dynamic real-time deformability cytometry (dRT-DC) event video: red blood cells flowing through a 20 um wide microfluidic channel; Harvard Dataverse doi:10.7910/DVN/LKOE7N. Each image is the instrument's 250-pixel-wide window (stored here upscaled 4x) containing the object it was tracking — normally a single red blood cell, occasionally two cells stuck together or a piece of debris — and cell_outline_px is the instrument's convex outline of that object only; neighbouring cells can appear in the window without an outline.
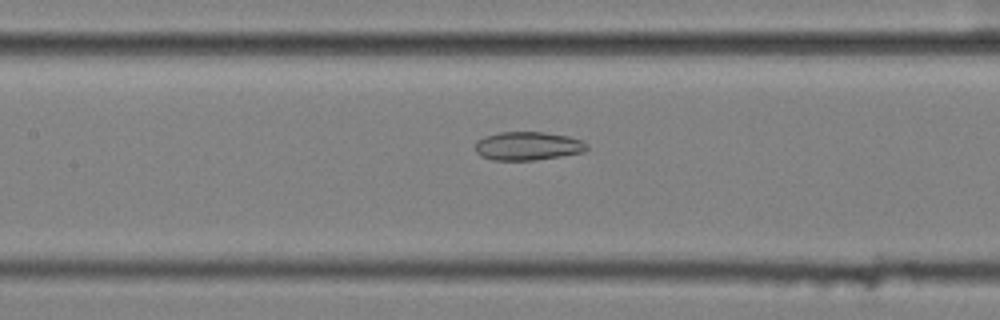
{"species": "common noctule bat (a hibernating species)", "species_latin": "Nyctalus noctula", "temperature_condition": "cold", "stored_images_in_passage": 57, "camera_frame_rate_fps": 3000, "um_per_image_px": 0.085, "animal": {"sex": "female", "body_mass_g": 25.1}, "frame": {"image": 1, "passage_image": 27, "time_ms": 8.667, "image_size_px": [1000, 320], "cell_outline_px": [[588, 148], [584, 152], [560, 156], [532, 160], [492, 160], [480, 156], [476, 152], [476, 140], [484, 136], [500, 132], [544, 132], [568, 136], [584, 140], [588, 144]], "centroid_in_image_um": [44.87, 12.4], "position_along_channel_um": 162.5, "area_um2": 18.67}}
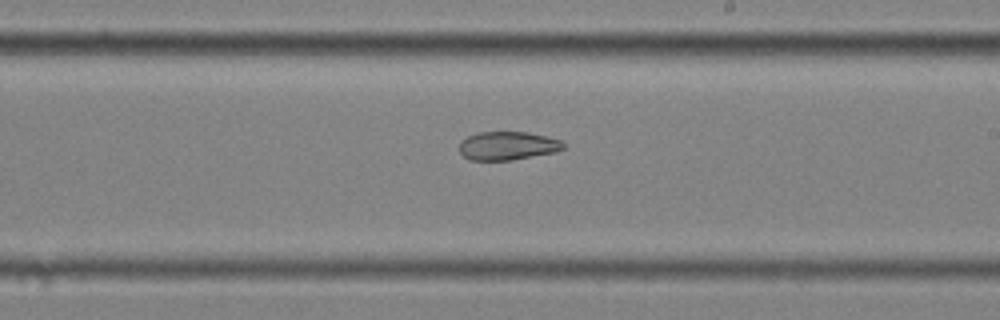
{"frame": {"image": 2, "passage_image": 34, "time_ms": 11.0, "image_size_px": [1000, 320], "cell_outline_px": [[564, 148], [556, 152], [512, 160], [468, 160], [460, 152], [460, 140], [476, 132], [528, 132], [560, 140], [564, 144]], "centroid_in_image_um": [43.12, 12.39], "position_along_channel_um": 245.9, "area_um2": 17.28}}
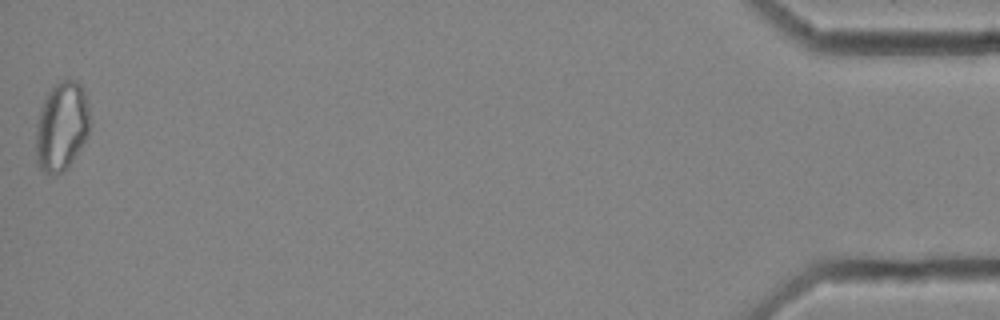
{"frame": {"image": 3, "passage_image": 57, "time_ms": 18.667, "image_size_px": [1000, 320], "cell_outline_px": [[88, 132], [80, 148], [64, 172], [56, 176], [52, 176], [44, 172], [36, 164], [36, 124], [44, 100], [48, 92], [60, 80], [76, 80], [80, 84], [84, 92], [88, 104]], "centroid_in_image_um": [5.21, 10.78], "position_along_channel_um": 430.0, "area_um2": 27.8}, "authors_computed_cell_mechanics": {"area_um2": 23.5824, "velocity_mm_per_s": 3.5784, "shape_relaxation_time_tau1_ms": null, "shape_relaxation_time_tau2_ms": 3.4681, "deformation_change_tau1": null, "deformation_change_tau2": 0.094}}